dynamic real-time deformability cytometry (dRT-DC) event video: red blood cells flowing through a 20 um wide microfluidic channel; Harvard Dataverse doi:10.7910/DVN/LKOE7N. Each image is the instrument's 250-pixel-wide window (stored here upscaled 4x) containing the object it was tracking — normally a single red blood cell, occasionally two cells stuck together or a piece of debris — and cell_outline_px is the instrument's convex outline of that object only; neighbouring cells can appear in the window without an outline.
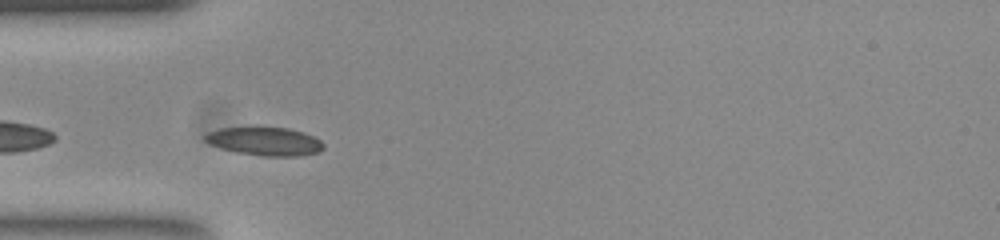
{"species": "common noctule bat (a hibernating species)", "species_latin": "Nyctalus noctula", "temperature_condition": "room temperature", "stored_images_in_passage": 29, "camera_frame_rate_fps": 3000, "um_per_image_px": 0.085, "animal": {"sex": "female", "body_mass_g": 23.0, "forearm_length_mm": 53.4}, "frame": {"image": 1, "passage_image": 2, "time_ms": 0.333, "image_size_px": [1000, 240], "cell_outline_px": [[324, 148], [320, 152], [300, 156], [264, 156], [236, 152], [220, 148], [204, 140], [204, 136], [208, 132], [220, 128], [252, 124], [256, 124], [288, 128], [304, 132], [320, 140], [324, 144]], "centroid_in_image_um": [22.5, 11.96], "position_along_channel_um": 62.5, "area_um2": 20.46}}
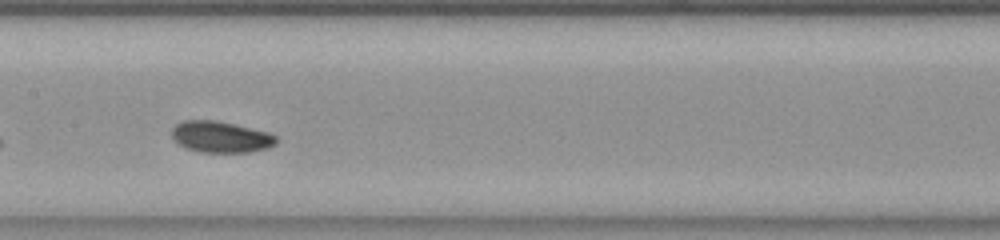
{"frame": {"image": 2, "passage_image": 12, "time_ms": 3.667, "image_size_px": [1000, 240], "cell_outline_px": [[276, 144], [268, 148], [248, 152], [200, 152], [184, 148], [172, 136], [172, 128], [176, 124], [184, 120], [216, 120], [268, 132], [276, 136]], "centroid_in_image_um": [18.75, 11.64], "position_along_channel_um": 188.6, "area_um2": 18.96}}
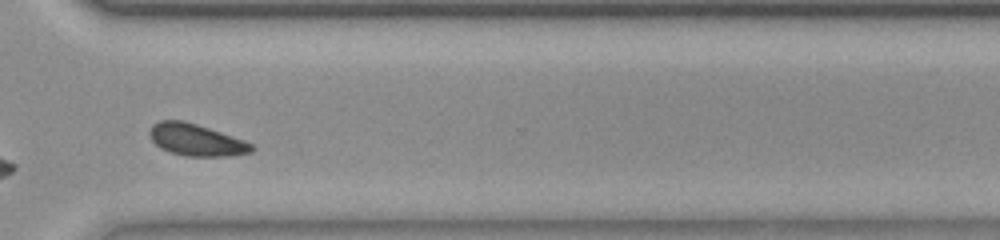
{"frame": {"image": 3, "passage_image": 25, "time_ms": 8.0, "image_size_px": [1000, 240], "cell_outline_px": [[256, 148], [252, 152], [228, 156], [188, 156], [172, 152], [160, 148], [152, 140], [148, 132], [152, 124], [160, 120], [184, 120], [244, 140], [252, 144]], "centroid_in_image_um": [16.66, 11.88], "position_along_channel_um": 353.9, "area_um2": 18.84}, "authors_computed_cell_mechanics": {"area_um2": 18.8428, "velocity_mm_per_s": 3.802, "shape_relaxation_time_tau1_ms": 1.4388, "shape_relaxation_time_tau2_ms": 4.8168, "deformation_change_tau1": 0.0802, "deformation_change_tau2": 0.0849}}